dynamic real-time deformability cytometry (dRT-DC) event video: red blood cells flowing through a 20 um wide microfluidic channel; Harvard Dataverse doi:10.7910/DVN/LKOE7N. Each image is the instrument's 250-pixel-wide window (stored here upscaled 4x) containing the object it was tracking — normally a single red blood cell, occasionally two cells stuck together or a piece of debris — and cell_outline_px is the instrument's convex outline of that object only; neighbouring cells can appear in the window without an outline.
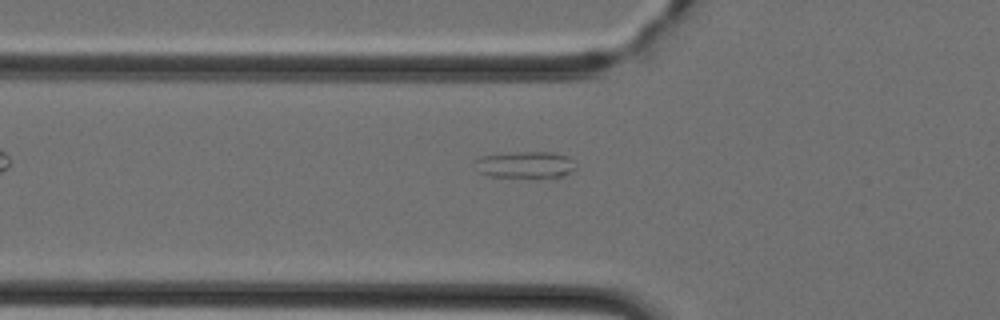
{"species": "Egyptian fruit bat (a non-hibernating species)", "species_latin": "Rousettus aegyptiacus", "temperature_condition": "cold", "stored_images_in_passage": 33, "camera_frame_rate_fps": 3000, "um_per_image_px": 0.085, "animal": {"sex": "female"}, "frame": {"image": 1, "passage_image": 2, "time_ms": 0.333, "image_size_px": [1000, 320], "cell_outline_px": [[576, 168], [560, 176], [492, 176], [476, 172], [472, 160], [484, 156], [516, 152], [552, 152], [568, 156], [572, 160]], "centroid_in_image_um": [44.58, 13.98], "position_along_channel_um": 81.2, "area_um2": 15.32}}
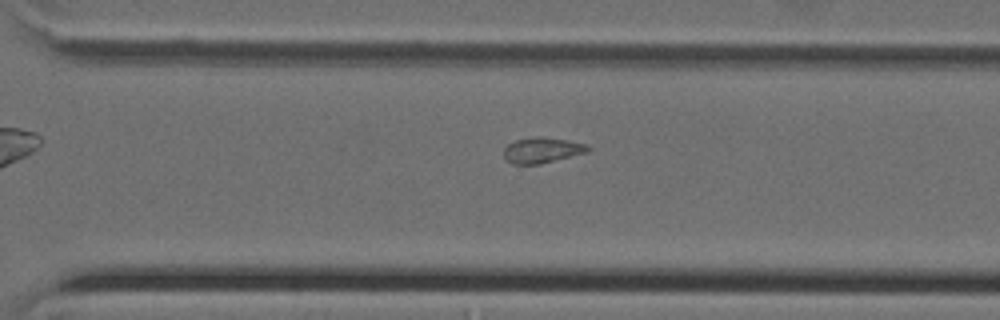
{"frame": {"image": 2, "passage_image": 19, "time_ms": 6.0, "image_size_px": [1000, 320], "cell_outline_px": [[592, 148], [588, 152], [540, 164], [512, 164], [504, 160], [504, 148], [508, 144], [516, 140], [536, 136], [544, 136], [568, 140], [584, 144]], "centroid_in_image_um": [46.06, 12.76], "position_along_channel_um": 324.5, "area_um2": 12.66}}
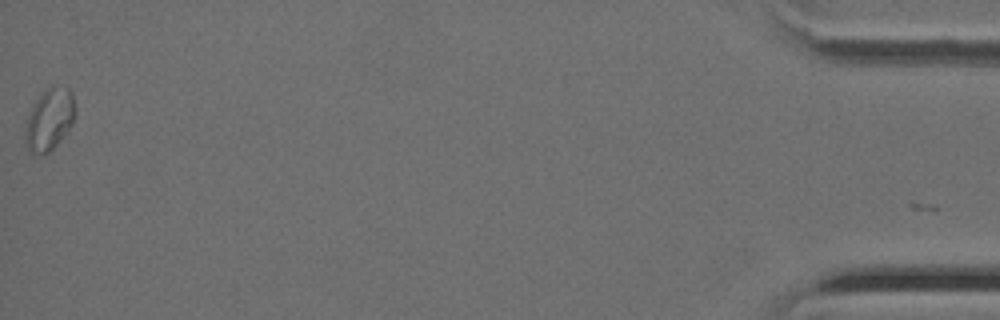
{"frame": {"image": 3, "passage_image": 33, "time_ms": 10.667, "image_size_px": [1000, 320], "cell_outline_px": [[76, 112], [68, 132], [48, 152], [32, 152], [28, 148], [24, 140], [24, 132], [28, 116], [36, 100], [52, 84], [68, 88], [72, 92], [76, 108]], "centroid_in_image_um": [4.23, 10.11], "position_along_channel_um": 431.0, "area_um2": 17.74}}